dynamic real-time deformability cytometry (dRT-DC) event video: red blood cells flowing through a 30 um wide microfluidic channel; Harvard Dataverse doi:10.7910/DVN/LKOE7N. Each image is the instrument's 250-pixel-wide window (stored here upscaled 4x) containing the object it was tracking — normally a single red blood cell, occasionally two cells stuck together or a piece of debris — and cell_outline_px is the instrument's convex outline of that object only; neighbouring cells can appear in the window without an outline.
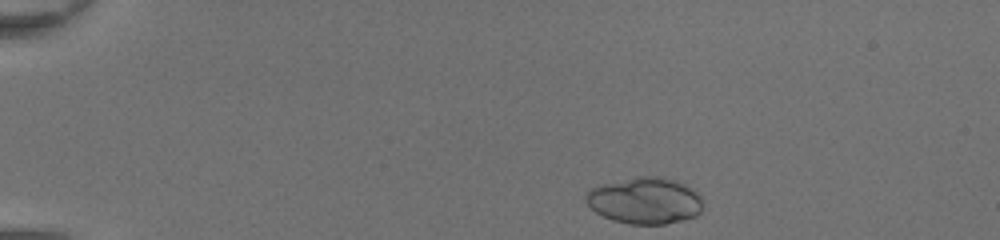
{"species": "common noctule bat (a hibernating species)", "species_latin": "Nyctalus noctula", "temperature_condition": "room temperature", "stored_images_in_passage": 40, "camera_frame_rate_fps": 3000, "um_per_image_px": 0.085, "animal": {"sex": "female", "body_mass_g": 20.0, "forearm_length_mm": 54.0}, "frame": {"image": 1, "passage_image": 1, "time_ms": 0.0, "image_size_px": [1000, 240], "cell_outline_px": [[700, 212], [696, 216], [684, 220], [664, 224], [632, 224], [612, 220], [596, 212], [584, 200], [584, 196], [588, 188], [600, 184], [636, 176], [664, 176], [676, 180], [696, 188], [700, 196]], "centroid_in_image_um": [54.8, 17.02], "position_along_channel_um": 30.2, "area_um2": 32.19}}